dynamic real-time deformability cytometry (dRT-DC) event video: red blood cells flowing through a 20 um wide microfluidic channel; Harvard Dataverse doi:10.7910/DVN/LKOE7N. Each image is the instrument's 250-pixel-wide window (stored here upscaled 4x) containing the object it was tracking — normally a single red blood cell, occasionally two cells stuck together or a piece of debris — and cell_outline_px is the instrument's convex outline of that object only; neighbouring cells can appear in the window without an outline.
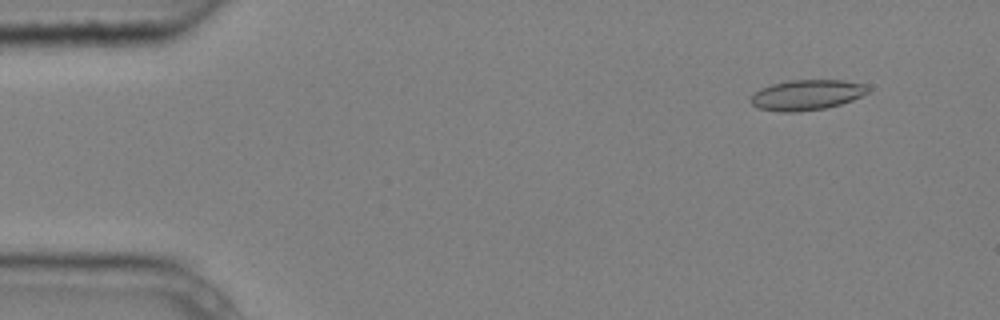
{"species": "common noctule bat (a hibernating species)", "species_latin": "Nyctalus noctula", "temperature_condition": "cold", "stored_images_in_passage": 4, "camera_frame_rate_fps": 3000, "um_per_image_px": 0.085, "animal": {"sex": "male", "body_mass_g": 20.4}, "frame": {"image": 1, "passage_image": 1, "time_ms": 0.0, "image_size_px": [1000, 320], "cell_outline_px": [[868, 92], [852, 100], [840, 104], [824, 108], [796, 112], [780, 112], [760, 108], [752, 104], [748, 100], [752, 92], [760, 88], [772, 84], [788, 80], [844, 80], [864, 84], [868, 88]], "centroid_in_image_um": [68.51, 8.06], "position_along_channel_um": 16.5, "area_um2": 20.75}}
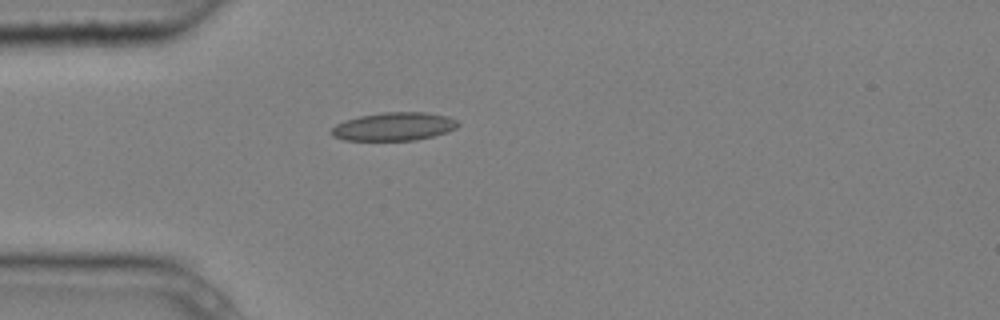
{"frame": {"image": 2, "passage_image": 4, "time_ms": 1.0, "image_size_px": [1000, 320], "cell_outline_px": [[460, 124], [456, 128], [448, 132], [416, 140], [344, 140], [332, 136], [328, 132], [336, 124], [344, 120], [360, 116], [384, 112], [424, 112], [448, 116], [456, 120]], "centroid_in_image_um": [33.47, 10.75], "position_along_channel_um": 51.5, "area_um2": 20.92}}